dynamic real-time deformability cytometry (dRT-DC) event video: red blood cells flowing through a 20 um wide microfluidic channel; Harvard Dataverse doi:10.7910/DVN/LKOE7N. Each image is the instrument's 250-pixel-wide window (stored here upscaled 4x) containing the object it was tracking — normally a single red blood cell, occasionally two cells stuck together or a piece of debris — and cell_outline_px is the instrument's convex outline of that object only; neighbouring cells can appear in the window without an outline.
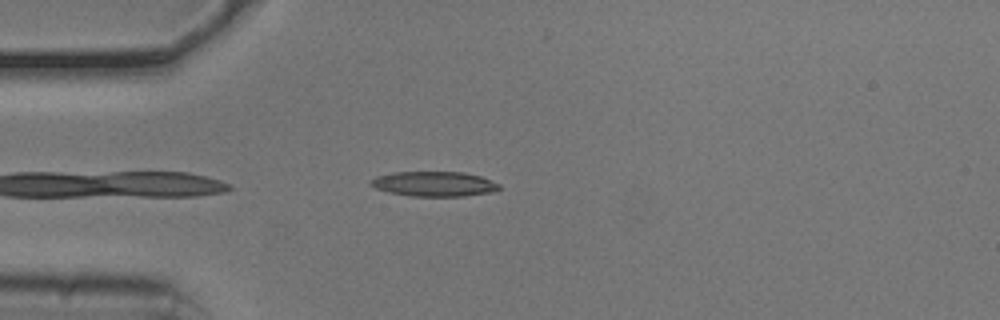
{"species": "common noctule bat (a hibernating species)", "species_latin": "Nyctalus noctula", "temperature_condition": "cold", "stored_images_in_passage": 38, "camera_frame_rate_fps": 3000, "um_per_image_px": 0.085, "animal": {"sex": "male", "body_mass_g": 20.5, "forearm_length_mm": 52.5}, "frame": {"image": 1, "passage_image": 3, "time_ms": 0.667, "image_size_px": [1000, 320], "cell_outline_px": [[500, 188], [492, 192], [464, 196], [408, 196], [388, 192], [376, 188], [368, 184], [368, 180], [376, 176], [392, 172], [464, 172], [480, 176], [500, 184]], "centroid_in_image_um": [36.85, 15.63], "position_along_channel_um": 48.1, "area_um2": 18.79}}
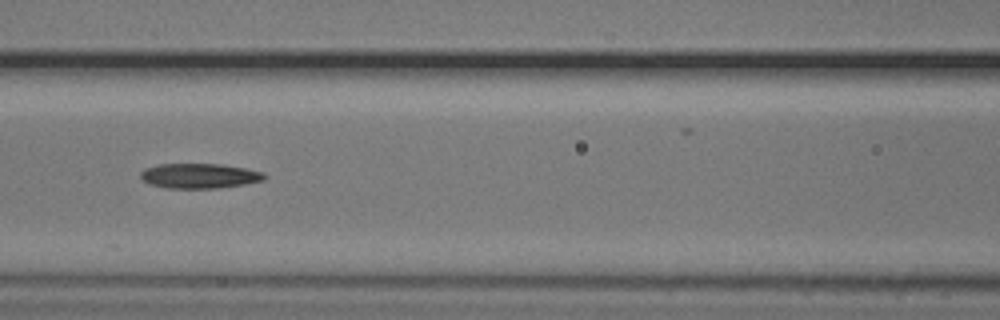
{"frame": {"image": 2, "passage_image": 12, "time_ms": 3.667, "image_size_px": [1000, 320], "cell_outline_px": [[268, 176], [264, 180], [244, 184], [220, 188], [168, 188], [148, 184], [140, 176], [140, 172], [144, 168], [160, 164], [220, 164], [248, 168], [264, 172]], "centroid_in_image_um": [16.98, 14.94], "position_along_channel_um": 149.6, "area_um2": 18.15}}
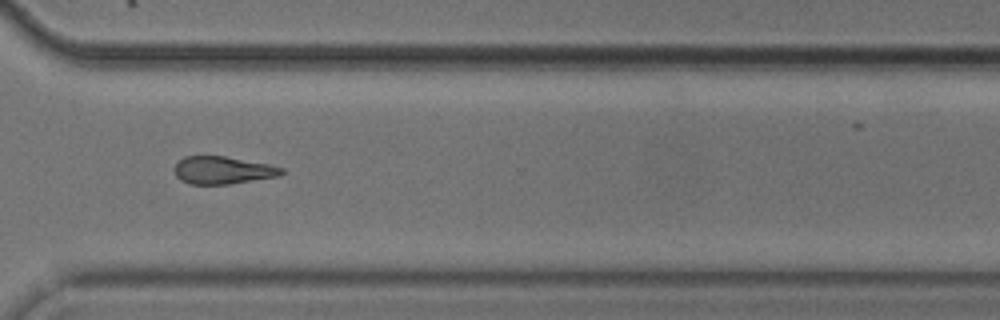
{"frame": {"image": 3, "passage_image": 28, "time_ms": 9.0, "image_size_px": [1000, 320], "cell_outline_px": [[284, 172], [280, 176], [228, 184], [192, 184], [180, 180], [176, 176], [176, 164], [184, 156], [224, 156], [268, 164], [284, 168]], "centroid_in_image_um": [18.96, 14.47], "position_along_channel_um": 351.6, "area_um2": 17.05}, "authors_computed_cell_mechanics": {"area_um2": 18.4382, "velocity_mm_per_s": 3.8068, "shape_relaxation_time_tau1_ms": null, "shape_relaxation_time_tau2_ms": 6.0804, "deformation_change_tau1": null, "deformation_change_tau2": 0.1661}}